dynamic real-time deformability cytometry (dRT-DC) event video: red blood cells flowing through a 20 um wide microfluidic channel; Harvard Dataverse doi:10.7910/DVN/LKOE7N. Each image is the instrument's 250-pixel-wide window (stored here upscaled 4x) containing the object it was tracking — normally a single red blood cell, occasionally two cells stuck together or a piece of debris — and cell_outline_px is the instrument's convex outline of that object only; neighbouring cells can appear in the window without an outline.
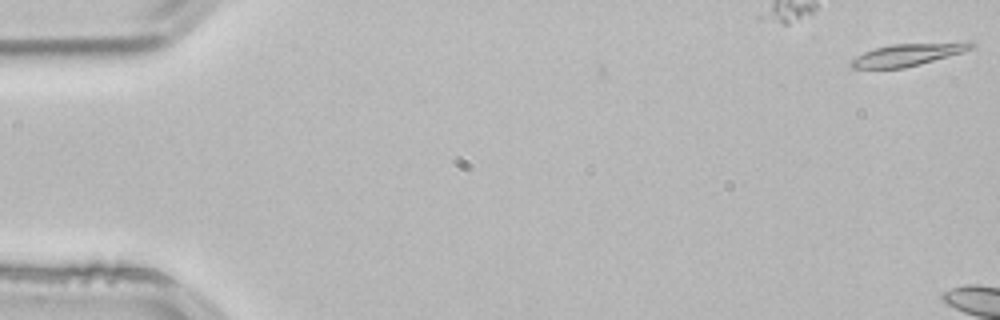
{"species": "common noctule bat (a hibernating species)", "species_latin": "Nyctalus noctula", "temperature_condition": "room temperature", "stored_images_in_passage": 4, "camera_frame_rate_fps": 3000, "um_per_image_px": 0.085, "animal": {"sex": "male", "body_mass_g": 21.5, "forearm_length_mm": 52.0}, "frame": {"image": 1, "passage_image": 1, "time_ms": 0.0, "image_size_px": [1000, 320], "cell_outline_px": [[976, 44], [972, 48], [948, 56], [920, 64], [904, 68], [852, 68], [848, 64], [856, 56], [864, 52], [876, 48], [892, 44], [968, 40], [972, 40]], "centroid_in_image_um": [77.24, 4.6], "position_along_channel_um": 7.8, "area_um2": 15.9}}
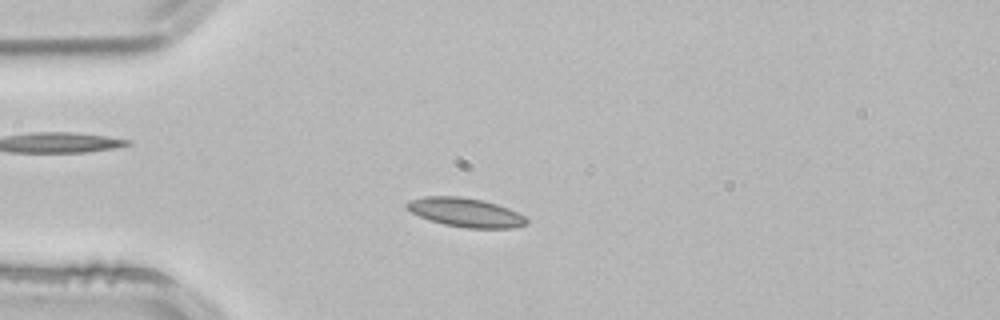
{"frame": {"image": 2, "passage_image": 4, "time_ms": 1.0, "image_size_px": [1000, 320], "cell_outline_px": [[528, 224], [516, 228], [464, 228], [444, 224], [428, 220], [404, 208], [404, 204], [408, 200], [424, 196], [460, 196], [484, 200], [508, 208], [524, 216], [528, 220]], "centroid_in_image_um": [39.54, 18.05], "position_along_channel_um": 45.5, "area_um2": 20.46}}